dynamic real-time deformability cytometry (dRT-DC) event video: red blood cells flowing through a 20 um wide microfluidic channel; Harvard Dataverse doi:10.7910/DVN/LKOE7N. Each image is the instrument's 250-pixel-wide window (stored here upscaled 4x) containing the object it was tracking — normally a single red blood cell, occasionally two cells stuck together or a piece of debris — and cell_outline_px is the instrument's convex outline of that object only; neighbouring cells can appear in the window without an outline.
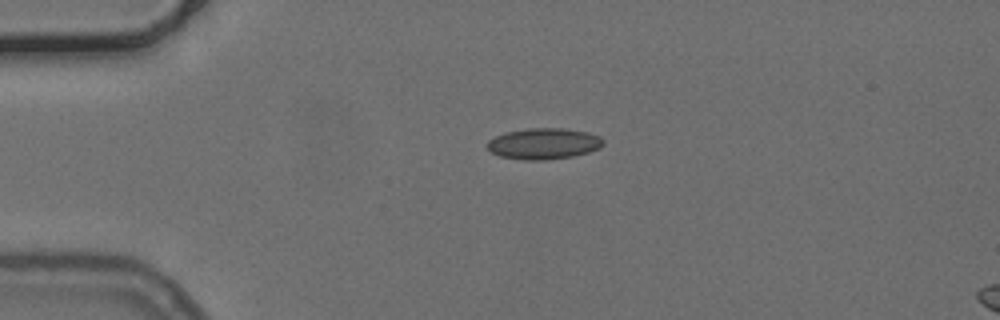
{"species": "common noctule bat (a hibernating species)", "species_latin": "Nyctalus noctula", "temperature_condition": "cold", "stored_images_in_passage": 28, "camera_frame_rate_fps": 3000, "um_per_image_px": 0.085, "animal": {"sex": "female", "body_mass_g": 24.6, "forearm_length_mm": 56.2}, "frame": {"image": 1, "passage_image": 1, "time_ms": 0.0, "image_size_px": [1000, 320], "cell_outline_px": [[604, 144], [600, 148], [588, 152], [572, 156], [544, 160], [524, 160], [500, 156], [492, 152], [484, 144], [488, 140], [504, 132], [528, 128], [564, 128], [588, 132], [600, 136], [604, 140]], "centroid_in_image_um": [46.21, 12.2], "position_along_channel_um": 38.8, "area_um2": 21.15}}
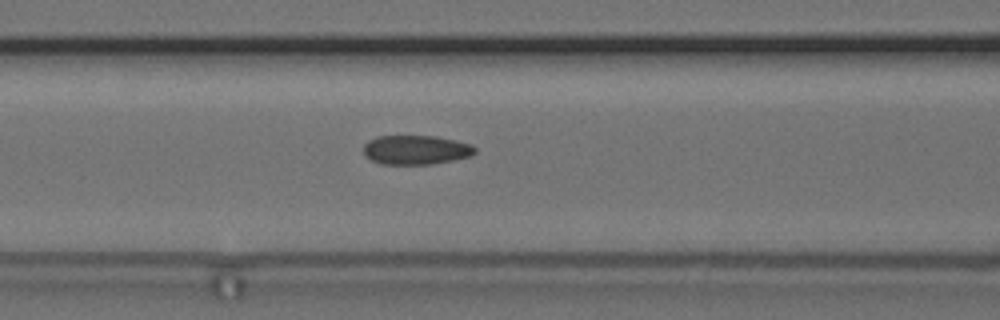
{"frame": {"image": 2, "passage_image": 11, "time_ms": 3.333, "image_size_px": [1000, 320], "cell_outline_px": [[476, 152], [472, 156], [432, 164], [380, 164], [364, 156], [364, 144], [368, 140], [376, 136], [436, 136], [456, 140], [472, 144], [476, 148]], "centroid_in_image_um": [35.36, 12.73], "position_along_channel_um": 131.2, "area_um2": 19.19}}
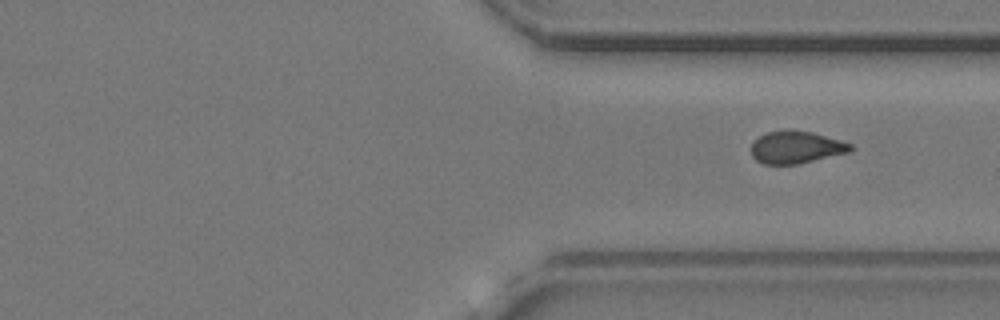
{"frame": {"image": 3, "passage_image": 28, "time_ms": 9.0, "image_size_px": [1000, 320], "cell_outline_px": [[856, 148], [848, 152], [800, 164], [764, 164], [756, 160], [752, 156], [752, 140], [768, 132], [784, 128], [792, 128], [812, 132], [840, 140], [852, 144]], "centroid_in_image_um": [67.67, 12.49], "position_along_channel_um": 343.7, "area_um2": 19.07}}